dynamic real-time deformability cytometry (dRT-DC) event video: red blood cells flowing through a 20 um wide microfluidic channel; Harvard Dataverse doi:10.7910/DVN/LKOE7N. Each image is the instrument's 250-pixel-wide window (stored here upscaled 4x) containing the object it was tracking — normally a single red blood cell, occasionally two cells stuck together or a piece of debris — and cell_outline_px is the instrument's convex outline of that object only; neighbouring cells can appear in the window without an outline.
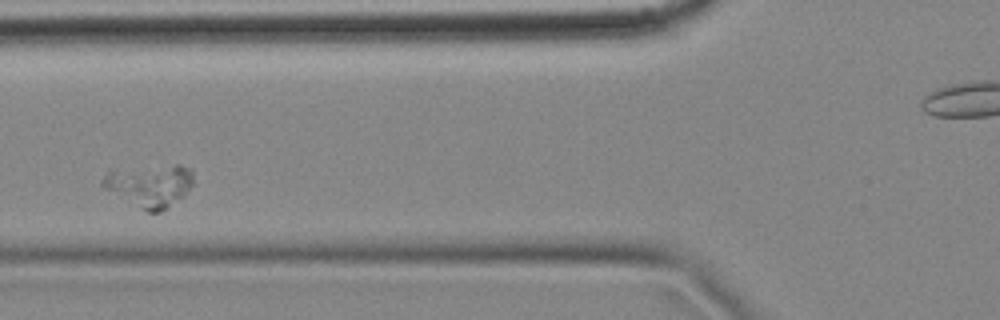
{"species": "common noctule bat (a hibernating species)", "species_latin": "Nyctalus noctula", "temperature_condition": "cold", "stored_images_in_passage": 9, "camera_frame_rate_fps": 3000, "um_per_image_px": 0.085, "animal": {"sex": "female", "body_mass_g": 18.4}, "frame": {"image": 1, "passage_image": 2, "time_ms": 0.333, "image_size_px": [1000, 320], "cell_outline_px": [[196, 184], [184, 196], [160, 212], [148, 212], [140, 208], [104, 188], [100, 184], [100, 180], [112, 168], [176, 164], [180, 164], [192, 168]], "centroid_in_image_um": [12.78, 15.72], "position_along_channel_um": 113.0, "area_um2": 23.18}}
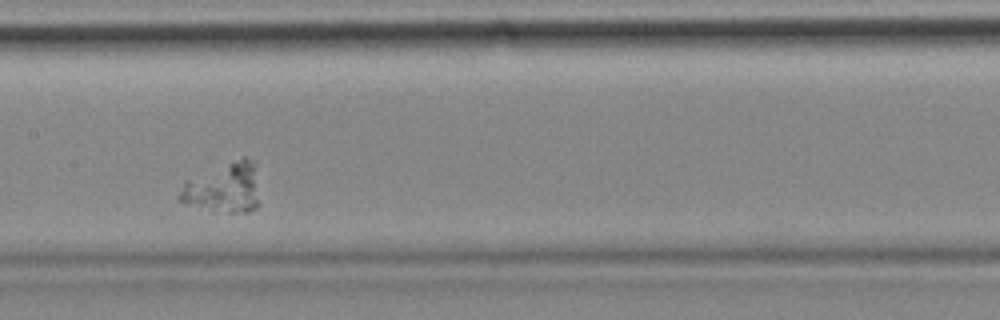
{"frame": {"image": 2, "passage_image": 4, "time_ms": 1.0, "image_size_px": [1000, 320], "cell_outline_px": [[260, 204], [256, 208], [248, 212], [228, 212], [176, 200], [176, 196], [184, 180], [244, 156], [256, 160]], "centroid_in_image_um": [19.08, 15.92], "position_along_channel_um": 188.3, "area_um2": 23.47}}
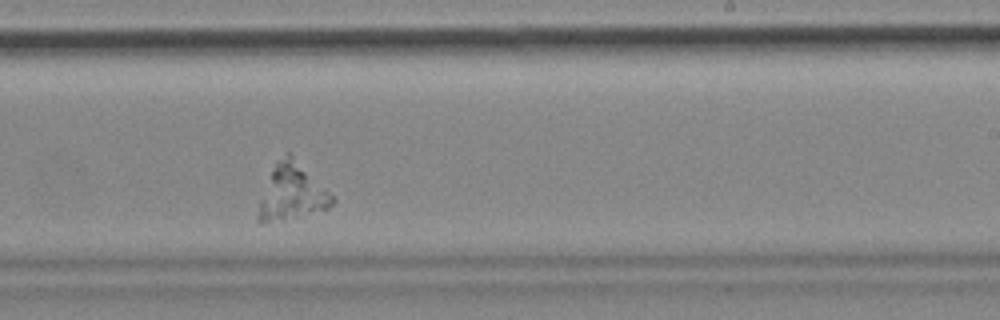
{"frame": {"image": 3, "passage_image": 6, "time_ms": 1.667, "image_size_px": [1000, 320], "cell_outline_px": [[336, 200], [328, 208], [268, 220], [256, 220], [260, 200], [276, 160], [288, 152], [336, 196]], "centroid_in_image_um": [24.86, 16.26], "position_along_channel_um": 264.1, "area_um2": 22.89}}